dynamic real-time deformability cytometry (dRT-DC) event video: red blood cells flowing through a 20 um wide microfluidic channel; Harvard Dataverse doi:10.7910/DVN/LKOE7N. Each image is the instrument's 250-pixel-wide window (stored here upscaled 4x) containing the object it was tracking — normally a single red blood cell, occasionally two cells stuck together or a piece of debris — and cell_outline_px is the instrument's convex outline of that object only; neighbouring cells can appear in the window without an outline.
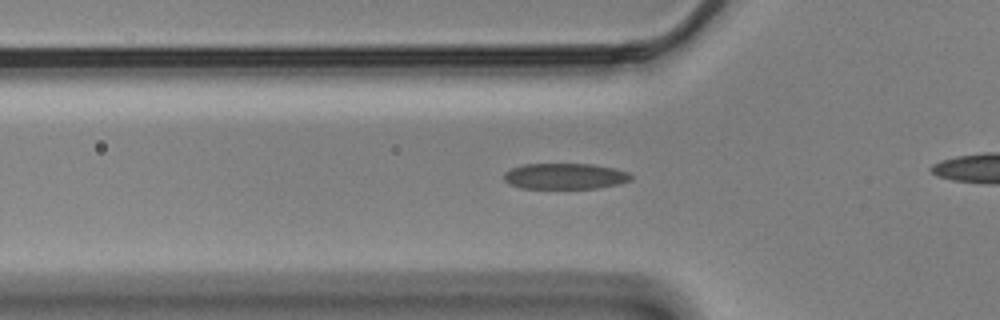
{"species": "Egyptian fruit bat (a non-hibernating species)", "species_latin": "Rousettus aegyptiacus", "temperature_condition": "cold", "stored_images_in_passage": 40, "camera_frame_rate_fps": 3000, "um_per_image_px": 0.085, "animal": {"sex": "male"}, "frame": {"image": 1, "passage_image": 12, "time_ms": 3.667, "image_size_px": [1000, 320], "cell_outline_px": [[636, 176], [632, 180], [620, 184], [596, 188], [520, 188], [508, 184], [504, 180], [504, 172], [512, 168], [524, 164], [592, 164], [616, 168], [628, 172]], "centroid_in_image_um": [48.07, 14.98], "position_along_channel_um": 77.7, "area_um2": 19.42}}
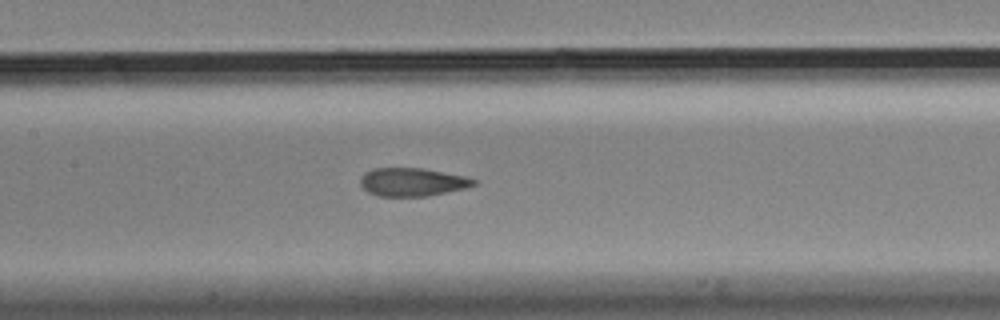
{"frame": {"image": 2, "passage_image": 20, "time_ms": 6.333, "image_size_px": [1000, 320], "cell_outline_px": [[476, 184], [464, 188], [428, 196], [380, 196], [368, 192], [360, 184], [360, 176], [364, 172], [372, 168], [424, 168], [464, 176], [476, 180]], "centroid_in_image_um": [35.0, 15.46], "position_along_channel_um": 172.4, "area_um2": 18.61}}
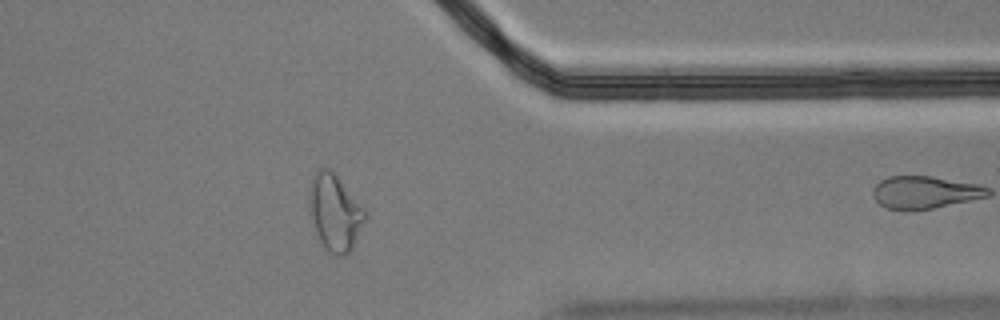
{"frame": {"image": 3, "passage_image": 39, "time_ms": 12.667, "image_size_px": [1000, 320], "cell_outline_px": [[368, 220], [352, 248], [344, 256], [332, 256], [324, 248], [316, 232], [308, 212], [308, 196], [312, 180], [316, 172], [320, 168], [328, 168], [336, 176], [368, 212]], "centroid_in_image_um": [28.48, 18.12], "position_along_channel_um": 382.9, "area_um2": 25.14}}